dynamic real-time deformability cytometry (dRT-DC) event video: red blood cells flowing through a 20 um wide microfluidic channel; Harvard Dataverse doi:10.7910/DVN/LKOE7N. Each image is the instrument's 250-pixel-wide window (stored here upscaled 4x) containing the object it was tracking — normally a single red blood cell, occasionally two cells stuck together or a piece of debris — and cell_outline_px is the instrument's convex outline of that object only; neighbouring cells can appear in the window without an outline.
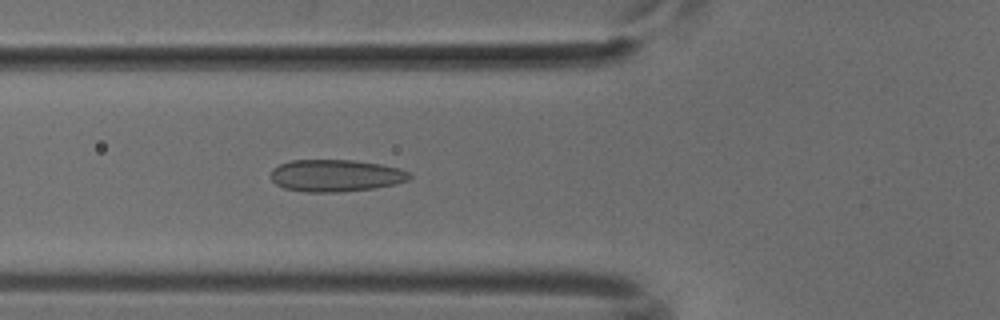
{"species": "common noctule bat (a hibernating species)", "species_latin": "Nyctalus noctula", "temperature_condition": "cold", "stored_images_in_passage": 19, "camera_frame_rate_fps": 3000, "um_per_image_px": 0.085, "animal": {"sex": "male", "body_mass_g": 18.8}, "frame": {"image": 1, "passage_image": 6, "time_ms": 1.667, "image_size_px": [1000, 320], "cell_outline_px": [[412, 176], [408, 180], [396, 184], [376, 188], [336, 192], [308, 192], [284, 188], [276, 184], [272, 180], [272, 168], [280, 164], [292, 160], [352, 160], [380, 164], [400, 168], [412, 172]], "centroid_in_image_um": [28.58, 14.92], "position_along_channel_um": 97.2, "area_um2": 26.01}}
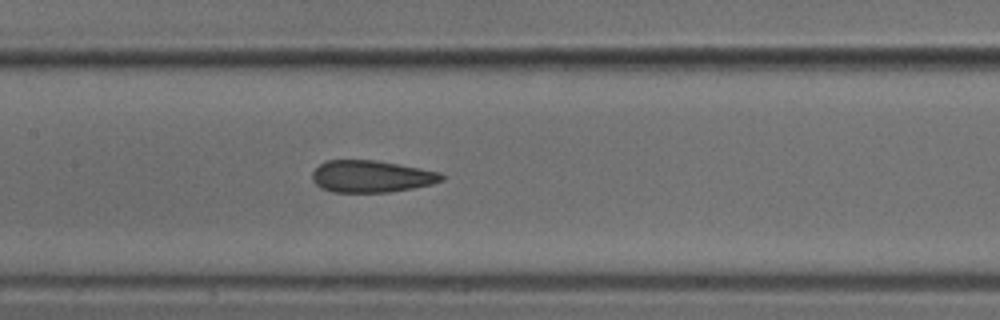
{"frame": {"image": 2, "passage_image": 12, "time_ms": 3.667, "image_size_px": [1000, 320], "cell_outline_px": [[444, 180], [432, 184], [412, 188], [388, 192], [332, 192], [320, 188], [312, 180], [312, 172], [320, 164], [328, 160], [376, 160], [420, 168], [440, 172], [444, 176]], "centroid_in_image_um": [31.55, 14.99], "position_along_channel_um": 175.8, "area_um2": 24.1}}
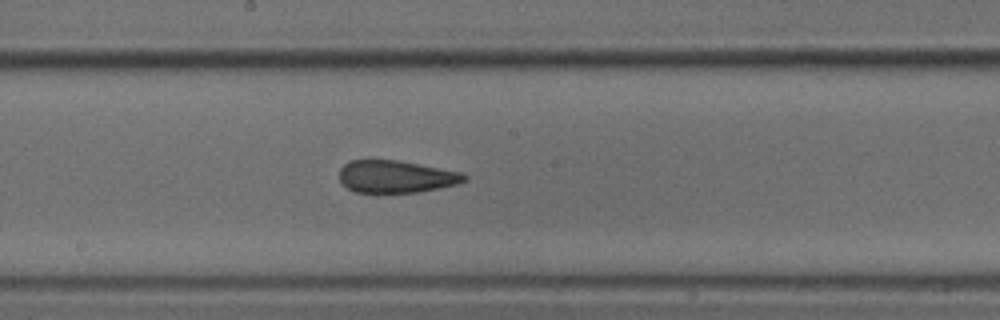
{"frame": {"image": 3, "passage_image": 15, "time_ms": 4.667, "image_size_px": [1000, 320], "cell_outline_px": [[468, 180], [460, 184], [420, 192], [356, 192], [340, 184], [340, 168], [344, 164], [352, 160], [396, 160], [460, 172], [468, 176]], "centroid_in_image_um": [33.67, 15.02], "position_along_channel_um": 214.5, "area_um2": 23.52}}